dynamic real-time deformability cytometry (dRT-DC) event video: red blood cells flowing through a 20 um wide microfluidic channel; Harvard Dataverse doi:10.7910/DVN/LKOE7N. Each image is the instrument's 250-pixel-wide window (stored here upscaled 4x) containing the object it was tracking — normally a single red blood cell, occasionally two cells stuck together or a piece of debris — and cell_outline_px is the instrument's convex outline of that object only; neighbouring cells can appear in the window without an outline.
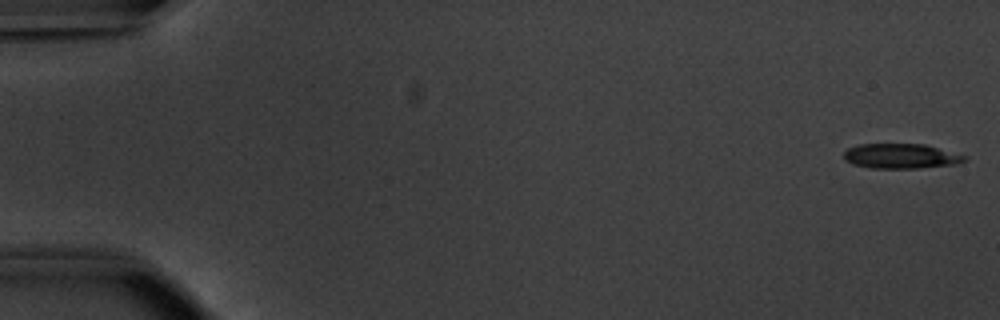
{"species": "common noctule bat (a hibernating species)", "species_latin": "Nyctalus noctula", "temperature_condition": "warm", "stored_images_in_passage": 53, "camera_frame_rate_fps": 3000, "um_per_image_px": 0.085, "animal": {"sex": "male", "body_mass_g": 20.1, "forearm_length_mm": 53.5}, "frame": {"image": 1, "passage_image": 1, "time_ms": 0.0, "image_size_px": [1000, 320], "cell_outline_px": [[968, 160], [956, 164], [920, 168], [868, 168], [852, 164], [844, 160], [844, 152], [848, 148], [860, 144], [924, 144], [968, 156]], "centroid_in_image_um": [76.58, 13.27], "position_along_channel_um": 8.4, "area_um2": 17.63}}
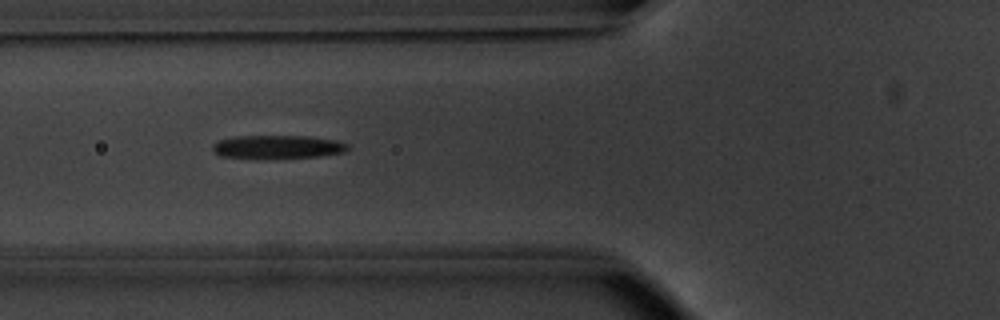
{"frame": {"image": 2, "passage_image": 20, "time_ms": 6.333, "image_size_px": [1000, 320], "cell_outline_px": [[348, 148], [344, 152], [320, 156], [256, 160], [220, 156], [212, 152], [212, 144], [220, 140], [236, 136], [308, 136], [336, 140], [348, 144]], "centroid_in_image_um": [23.53, 12.51], "position_along_channel_um": 102.3, "area_um2": 18.96}}
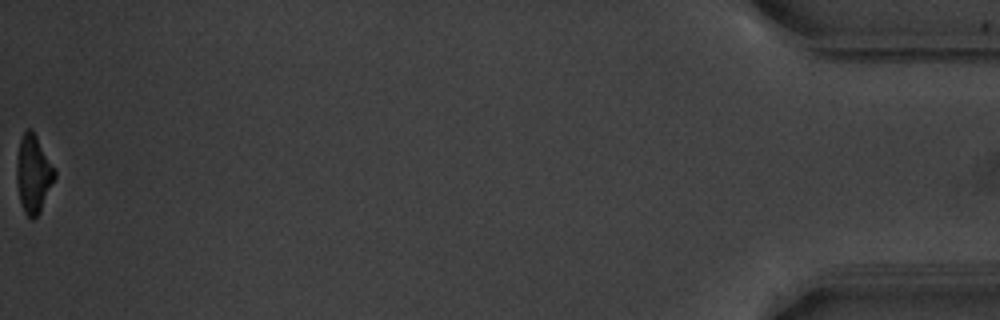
{"frame": {"image": 3, "passage_image": 53, "time_ms": 17.333, "image_size_px": [1000, 320], "cell_outline_px": [[56, 176], [40, 212], [32, 220], [24, 212], [20, 200], [16, 180], [16, 160], [20, 140], [24, 132], [28, 128], [32, 128], [56, 172]], "centroid_in_image_um": [2.82, 14.78], "position_along_channel_um": 432.4, "area_um2": 17.11}, "authors_computed_cell_mechanics": {"area_um2": 18.496, "velocity_mm_per_s": 3.8585, "shape_relaxation_time_tau1_ms": 3.4954, "shape_relaxation_time_tau2_ms": 10.7405, "deformation_change_tau1": 0.1868, "deformation_change_tau2": 0.2962}}